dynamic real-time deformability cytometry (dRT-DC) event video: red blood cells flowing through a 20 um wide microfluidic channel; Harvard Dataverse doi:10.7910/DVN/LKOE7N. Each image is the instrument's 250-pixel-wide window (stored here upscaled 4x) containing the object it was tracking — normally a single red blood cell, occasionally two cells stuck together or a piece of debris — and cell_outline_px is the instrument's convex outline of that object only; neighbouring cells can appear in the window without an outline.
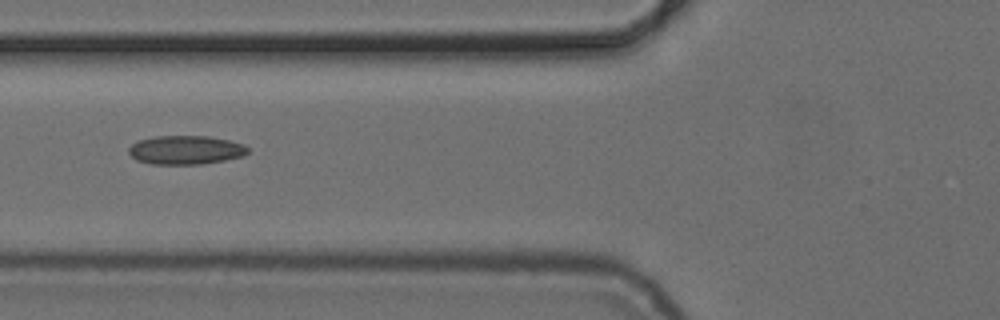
{"species": "common noctule bat (a hibernating species)", "species_latin": "Nyctalus noctula", "temperature_condition": "cold", "stored_images_in_passage": 6, "camera_frame_rate_fps": 3000, "um_per_image_px": 0.085, "animal": {"sex": "female", "body_mass_g": 24.6, "forearm_length_mm": 56.2}, "frame": {"image": 1, "passage_image": 3, "time_ms": 2.333, "image_size_px": [1000, 320], "cell_outline_px": [[248, 152], [244, 156], [224, 160], [200, 164], [152, 164], [136, 160], [128, 152], [128, 148], [132, 144], [140, 140], [156, 136], [208, 136], [228, 140], [244, 144], [248, 148]], "centroid_in_image_um": [15.78, 12.75], "position_along_channel_um": 110.0, "area_um2": 19.94}}
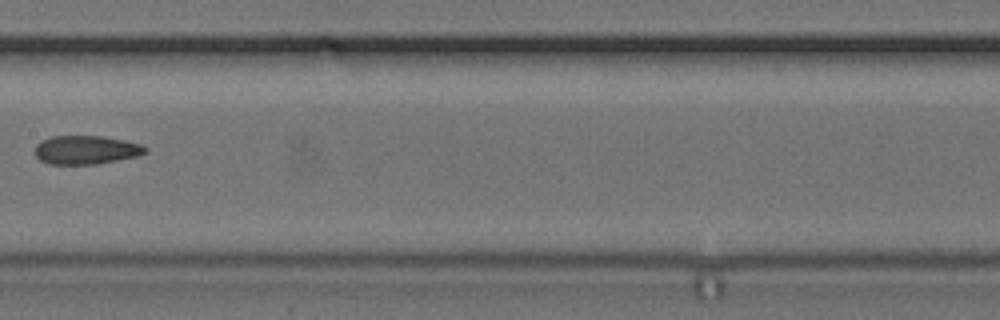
{"frame": {"image": 2, "passage_image": 5, "time_ms": 4.667, "image_size_px": [1000, 320], "cell_outline_px": [[148, 152], [136, 156], [96, 164], [48, 164], [40, 160], [36, 156], [36, 144], [40, 140], [52, 136], [104, 136], [124, 140], [140, 144], [148, 148]], "centroid_in_image_um": [7.3, 12.73], "position_along_channel_um": 200.1, "area_um2": 18.44}}
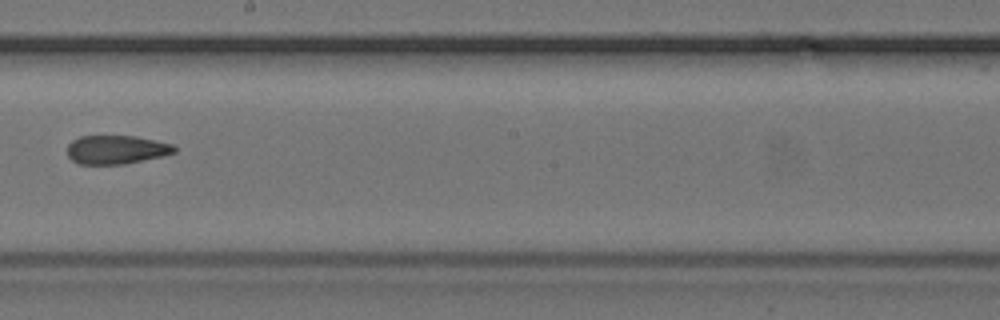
{"frame": {"image": 3, "passage_image": 6, "time_ms": 5.667, "image_size_px": [1000, 320], "cell_outline_px": [[176, 152], [164, 156], [124, 164], [76, 164], [68, 156], [68, 144], [72, 140], [80, 136], [136, 136], [156, 140], [172, 144], [176, 148]], "centroid_in_image_um": [9.89, 12.72], "position_along_channel_um": 238.3, "area_um2": 18.03}}